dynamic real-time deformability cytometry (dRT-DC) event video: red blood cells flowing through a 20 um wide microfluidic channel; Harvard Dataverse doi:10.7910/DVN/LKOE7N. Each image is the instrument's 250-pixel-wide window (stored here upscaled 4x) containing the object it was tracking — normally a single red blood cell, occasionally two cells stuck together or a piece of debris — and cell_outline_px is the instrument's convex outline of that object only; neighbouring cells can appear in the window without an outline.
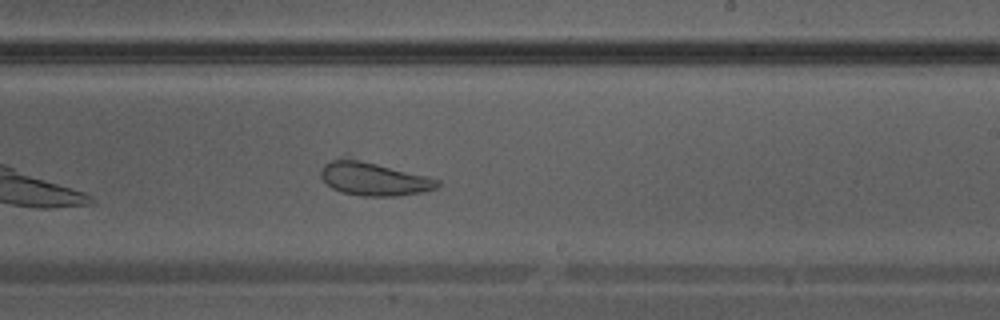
{"species": "Egyptian fruit bat (a non-hibernating species)", "species_latin": "Rousettus aegyptiacus", "temperature_condition": "warm", "stored_images_in_passage": 29, "camera_frame_rate_fps": 3000, "um_per_image_px": 0.085, "animal": {"sex": "male"}, "frame": {"image": 1, "passage_image": 13, "time_ms": 4.0, "image_size_px": [1000, 320], "cell_outline_px": [[440, 184], [436, 188], [424, 192], [396, 196], [360, 196], [340, 192], [332, 188], [320, 176], [320, 168], [324, 164], [348, 152], [428, 176], [440, 180]], "centroid_in_image_um": [31.74, 15.1], "position_along_channel_um": 257.3, "area_um2": 24.45}}